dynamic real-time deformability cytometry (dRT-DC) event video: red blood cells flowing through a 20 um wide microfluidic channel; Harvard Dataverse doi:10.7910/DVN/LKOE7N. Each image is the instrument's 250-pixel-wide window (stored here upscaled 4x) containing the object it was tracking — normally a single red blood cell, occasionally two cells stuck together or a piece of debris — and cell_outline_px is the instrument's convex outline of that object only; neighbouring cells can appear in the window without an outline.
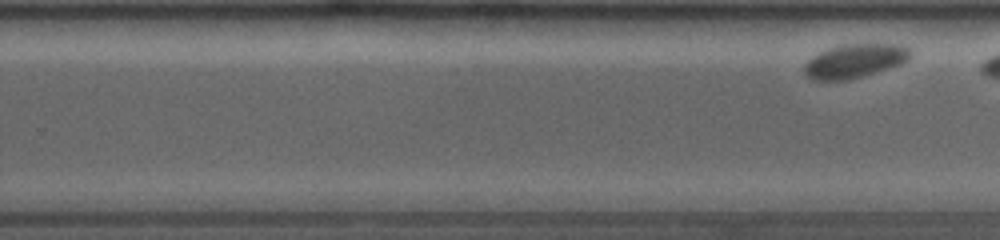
{"species": "common noctule bat (a hibernating species)", "species_latin": "Nyctalus noctula", "temperature_condition": "room temperature", "stored_images_in_passage": 8, "segment_of_instrument_passage": [2, 2], "camera_frame_rate_fps": 4000, "um_per_image_px": 0.085, "animal": {"sex": "female", "body_mass_g": 19.0, "forearm_length_mm": 53.3}, "frame": {"image": 1, "passage_image": 8, "time_ms": 7.75, "image_size_px": [1000, 240], "cell_outline_px": [[912, 56], [908, 60], [900, 64], [888, 68], [848, 80], [812, 80], [804, 72], [804, 64], [812, 56], [828, 48], [844, 44], [900, 44], [912, 48]], "centroid_in_image_um": [72.68, 5.16], "position_along_channel_um": 257.1, "area_um2": 20.98}}